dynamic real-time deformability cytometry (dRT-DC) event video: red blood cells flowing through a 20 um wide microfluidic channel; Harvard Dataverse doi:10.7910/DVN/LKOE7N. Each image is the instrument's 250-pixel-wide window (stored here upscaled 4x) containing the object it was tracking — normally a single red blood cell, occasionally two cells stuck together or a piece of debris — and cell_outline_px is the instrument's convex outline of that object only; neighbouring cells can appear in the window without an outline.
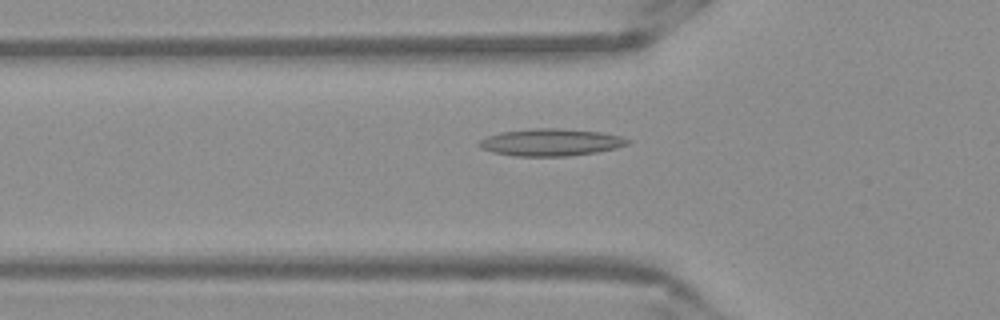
{"species": "Egyptian fruit bat (a non-hibernating species)", "species_latin": "Rousettus aegyptiacus", "temperature_condition": "warm", "stored_images_in_passage": 33, "camera_frame_rate_fps": 3000, "um_per_image_px": 0.085, "frame": {"image": 1, "passage_image": 4, "time_ms": 1.0, "image_size_px": [1000, 320], "cell_outline_px": [[632, 140], [628, 144], [616, 148], [596, 152], [568, 156], [516, 156], [492, 152], [480, 148], [476, 144], [480, 140], [488, 136], [500, 132], [532, 128], [560, 128], [600, 132], [620, 136]], "centroid_in_image_um": [46.8, 12.09], "position_along_channel_um": 79.0, "area_um2": 23.58}}
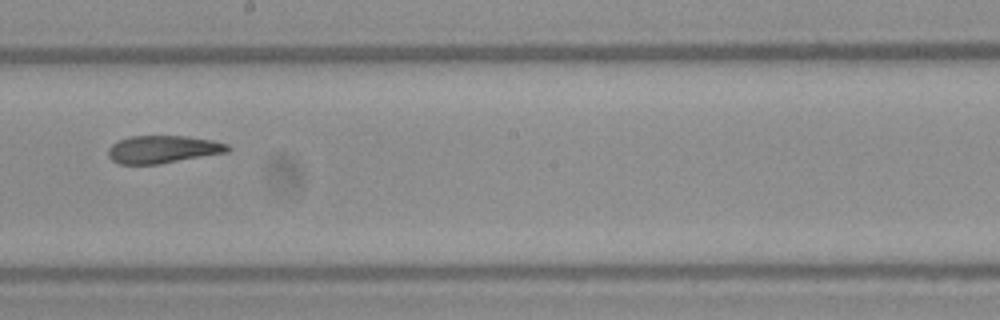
{"frame": {"image": 2, "passage_image": 16, "time_ms": 5.0, "image_size_px": [1000, 320], "cell_outline_px": [[232, 148], [228, 152], [160, 164], [120, 164], [112, 160], [108, 156], [108, 148], [112, 144], [128, 136], [188, 136], [212, 140], [228, 144]], "centroid_in_image_um": [13.86, 12.69], "position_along_channel_um": 234.3, "area_um2": 19.36}}
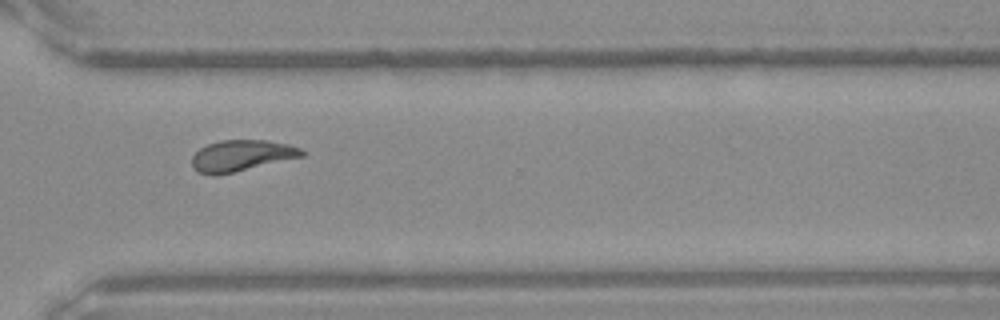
{"frame": {"image": 3, "passage_image": 25, "time_ms": 8.0, "image_size_px": [1000, 320], "cell_outline_px": [[304, 156], [216, 176], [212, 176], [196, 172], [192, 168], [192, 156], [200, 148], [208, 144], [220, 140], [268, 140], [288, 144], [300, 148], [304, 152]], "centroid_in_image_um": [20.48, 13.24], "position_along_channel_um": 350.1, "area_um2": 20.06}, "authors_computed_cell_mechanics": {"area_um2": 20.0566, "velocity_mm_per_s": 3.854, "shape_relaxation_time_tau1_ms": null, "shape_relaxation_time_tau2_ms": 1.9021, "deformation_change_tau1": null, "deformation_change_tau2": 0.0952}}